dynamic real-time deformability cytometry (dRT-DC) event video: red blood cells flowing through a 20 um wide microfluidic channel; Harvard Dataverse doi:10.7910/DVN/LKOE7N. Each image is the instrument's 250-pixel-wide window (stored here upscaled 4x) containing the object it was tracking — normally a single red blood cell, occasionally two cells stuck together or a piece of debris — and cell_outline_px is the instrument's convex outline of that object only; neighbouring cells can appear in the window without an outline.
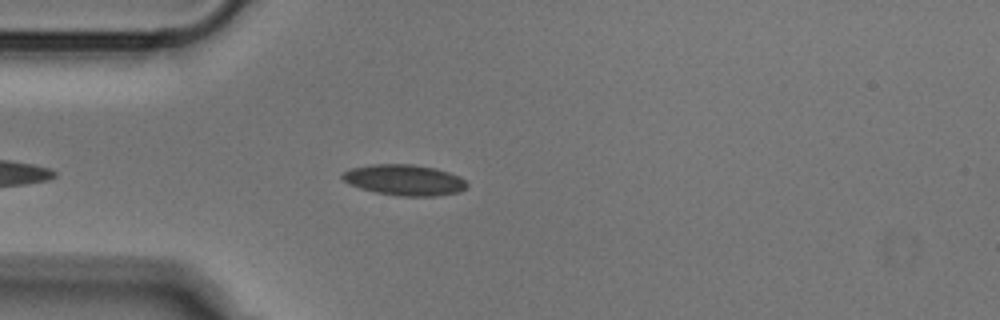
{"species": "Egyptian fruit bat (a non-hibernating species)", "species_latin": "Rousettus aegyptiacus", "temperature_condition": "cold", "stored_images_in_passage": 39, "camera_frame_rate_fps": 3000, "um_per_image_px": 0.085, "animal": {"sex": "male"}, "frame": {"image": 1, "passage_image": 4, "time_ms": 1.0, "image_size_px": [1000, 320], "cell_outline_px": [[468, 184], [460, 192], [436, 196], [396, 196], [376, 192], [360, 188], [344, 180], [340, 176], [344, 172], [352, 168], [372, 164], [412, 164], [432, 168], [448, 172], [460, 176]], "centroid_in_image_um": [34.39, 15.3], "position_along_channel_um": 50.6, "area_um2": 22.2}}
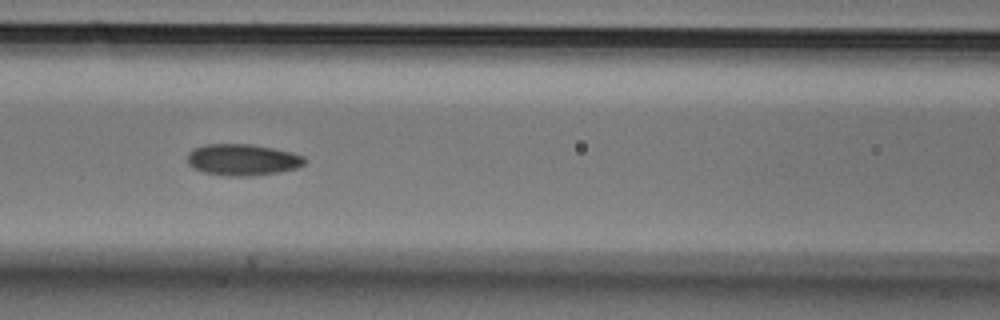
{"frame": {"image": 2, "passage_image": 12, "time_ms": 3.667, "image_size_px": [1000, 320], "cell_outline_px": [[308, 160], [304, 164], [296, 168], [280, 172], [252, 176], [228, 176], [204, 172], [188, 164], [188, 152], [192, 148], [204, 144], [252, 144], [292, 152], [304, 156]], "centroid_in_image_um": [20.64, 13.57], "position_along_channel_um": 146.0, "area_um2": 21.62}}
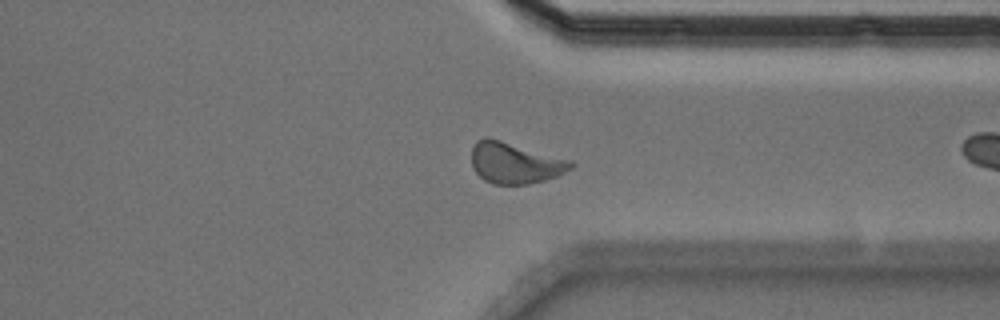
{"frame": {"image": 3, "passage_image": 26, "time_ms": 8.333, "image_size_px": [1000, 320], "cell_outline_px": [[576, 164], [572, 168], [556, 176], [544, 180], [528, 184], [492, 184], [484, 180], [472, 168], [472, 148], [476, 140], [484, 136], [488, 136], [572, 160]], "centroid_in_image_um": [43.76, 13.83], "position_along_channel_um": 367.6, "area_um2": 24.04}}